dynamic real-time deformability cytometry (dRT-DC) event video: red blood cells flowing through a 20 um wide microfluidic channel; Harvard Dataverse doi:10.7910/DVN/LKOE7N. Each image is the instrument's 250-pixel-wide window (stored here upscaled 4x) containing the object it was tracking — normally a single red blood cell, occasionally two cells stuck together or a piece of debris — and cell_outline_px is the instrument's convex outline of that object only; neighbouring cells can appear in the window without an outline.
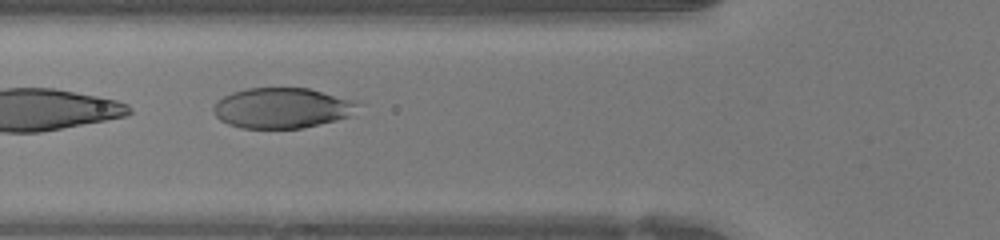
{"species": "human", "species_latin": "Homo sapiens", "temperature_condition": "warm", "stored_images_in_passage": 19, "camera_frame_rate_fps": 3000, "um_per_image_px": 0.085, "donor": {"sex": "female"}, "frame": {"image": 1, "passage_image": 16, "time_ms": 5.0, "image_size_px": [1000, 240], "cell_outline_px": [[364, 104], [352, 116], [304, 128], [240, 128], [228, 124], [220, 120], [212, 112], [212, 108], [216, 100], [232, 92], [248, 88], [308, 88], [352, 100]], "centroid_in_image_um": [23.98, 9.18], "position_along_channel_um": 101.8, "area_um2": 34.33}}